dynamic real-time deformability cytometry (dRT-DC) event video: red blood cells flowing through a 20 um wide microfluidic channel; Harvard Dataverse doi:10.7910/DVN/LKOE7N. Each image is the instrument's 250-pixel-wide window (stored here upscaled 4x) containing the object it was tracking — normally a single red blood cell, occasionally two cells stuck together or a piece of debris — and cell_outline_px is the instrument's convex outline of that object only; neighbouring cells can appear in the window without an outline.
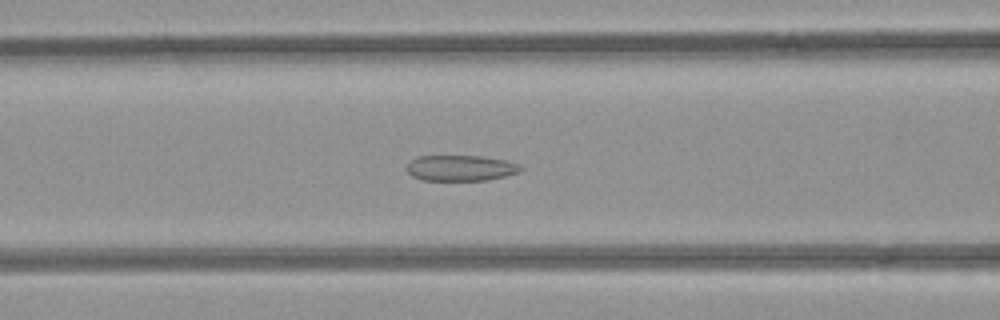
{"species": "common noctule bat (a hibernating species)", "species_latin": "Nyctalus noctula", "temperature_condition": "room temperature", "stored_images_in_passage": 32, "camera_frame_rate_fps": 3000, "um_per_image_px": 0.085, "animal": {"sex": "female", "body_mass_g": 21.9}, "frame": {"image": 1, "passage_image": 21, "time_ms": 6.667, "image_size_px": [1000, 320], "cell_outline_px": [[524, 168], [520, 172], [488, 180], [424, 180], [412, 176], [404, 168], [412, 160], [420, 156], [480, 156], [504, 160], [520, 164]], "centroid_in_image_um": [39.17, 14.28], "position_along_channel_um": 127.4, "area_um2": 17.05}}
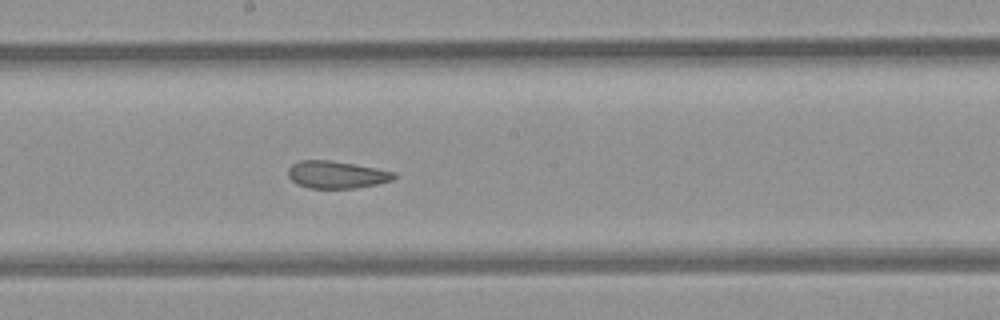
{"frame": {"image": 2, "passage_image": 28, "time_ms": 9.0, "image_size_px": [1000, 320], "cell_outline_px": [[396, 176], [392, 180], [376, 184], [352, 188], [308, 188], [296, 184], [288, 176], [288, 168], [292, 164], [300, 160], [328, 160], [376, 168], [396, 172]], "centroid_in_image_um": [28.57, 14.84], "position_along_channel_um": 219.6, "area_um2": 16.76}}
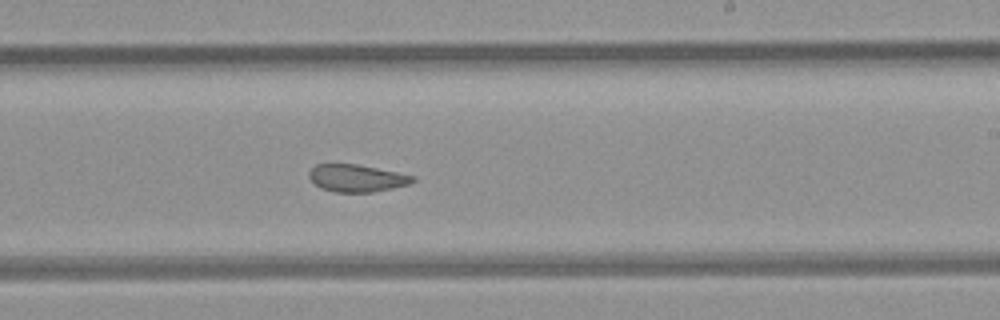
{"frame": {"image": 3, "passage_image": 31, "time_ms": 10.0, "image_size_px": [1000, 320], "cell_outline_px": [[416, 180], [408, 184], [392, 188], [372, 192], [336, 192], [320, 188], [308, 176], [308, 172], [316, 164], [356, 164], [416, 176]], "centroid_in_image_um": [30.31, 15.14], "position_along_channel_um": 258.7, "area_um2": 16.36}}